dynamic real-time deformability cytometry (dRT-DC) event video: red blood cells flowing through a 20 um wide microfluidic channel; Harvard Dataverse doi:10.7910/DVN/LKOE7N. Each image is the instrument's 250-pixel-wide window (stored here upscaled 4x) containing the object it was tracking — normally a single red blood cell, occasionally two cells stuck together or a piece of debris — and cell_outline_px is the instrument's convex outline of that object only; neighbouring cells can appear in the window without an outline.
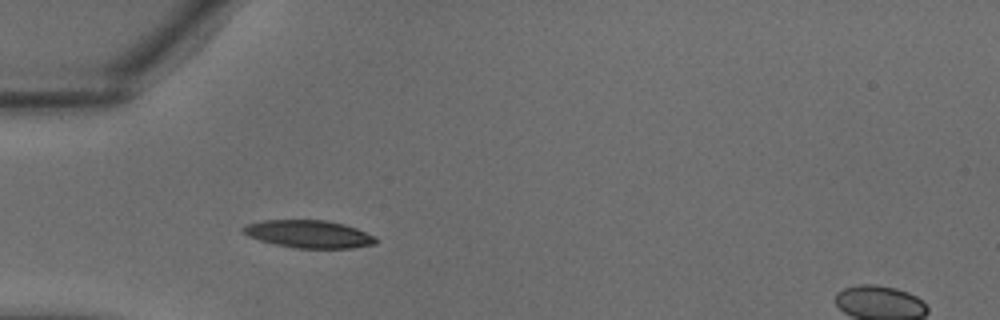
{"species": "common noctule bat (a hibernating species)", "species_latin": "Nyctalus noctula", "temperature_condition": "warm", "stored_images_in_passage": 26, "camera_frame_rate_fps": 3000, "um_per_image_px": 0.085, "animal": {"sex": "male", "body_mass_g": 18.8}, "frame": {"image": 1, "passage_image": 1, "time_ms": 0.0, "image_size_px": [1000, 320], "cell_outline_px": [[376, 244], [352, 248], [296, 248], [276, 244], [260, 240], [248, 236], [240, 228], [244, 224], [260, 220], [328, 220], [344, 224], [356, 228], [376, 236]], "centroid_in_image_um": [26.24, 19.88], "position_along_channel_um": 58.8, "area_um2": 21.5}}
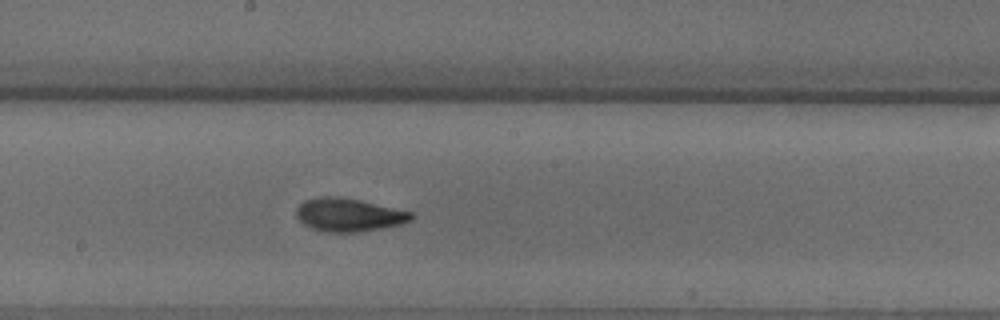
{"frame": {"image": 2, "passage_image": 10, "time_ms": 3.0, "image_size_px": [1000, 320], "cell_outline_px": [[416, 216], [412, 220], [400, 224], [380, 228], [356, 232], [328, 232], [312, 228], [304, 224], [296, 216], [296, 208], [304, 200], [324, 196], [336, 196], [360, 200], [412, 212]], "centroid_in_image_um": [29.64, 18.25], "position_along_channel_um": 218.6, "area_um2": 22.08}}
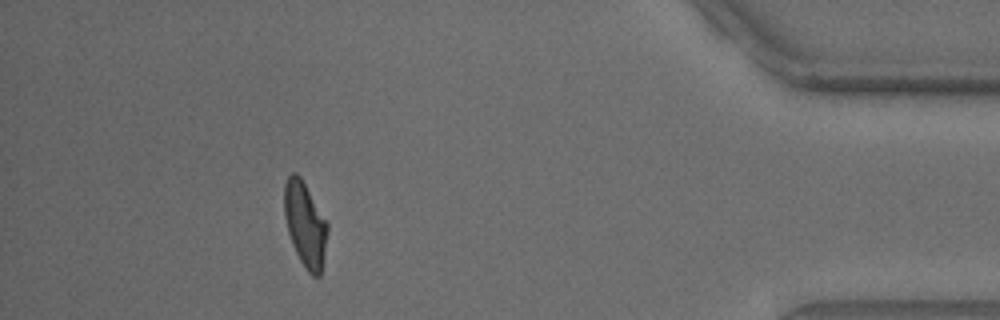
{"frame": {"image": 3, "passage_image": 23, "time_ms": 7.333, "image_size_px": [1000, 320], "cell_outline_px": [[328, 232], [320, 276], [312, 276], [304, 268], [292, 244], [288, 232], [284, 216], [284, 184], [288, 176], [292, 172], [296, 172], [300, 176], [328, 224]], "centroid_in_image_um": [25.92, 19.07], "position_along_channel_um": 409.3, "area_um2": 21.21}}